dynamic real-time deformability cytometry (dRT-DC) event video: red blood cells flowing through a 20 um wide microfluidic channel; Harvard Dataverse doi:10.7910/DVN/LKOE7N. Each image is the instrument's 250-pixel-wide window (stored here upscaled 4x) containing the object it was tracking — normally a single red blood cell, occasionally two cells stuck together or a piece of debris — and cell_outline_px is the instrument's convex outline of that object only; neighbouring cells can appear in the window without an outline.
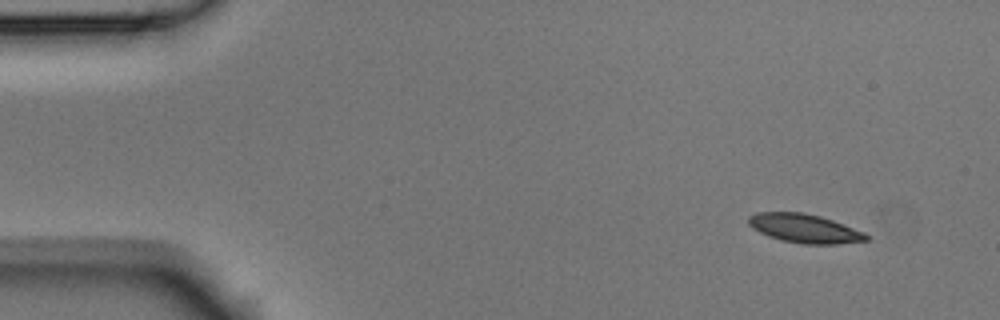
{"species": "Egyptian fruit bat (a non-hibernating species)", "species_latin": "Rousettus aegyptiacus", "temperature_condition": "room temperature", "stored_images_in_passage": 4, "camera_frame_rate_fps": 3000, "um_per_image_px": 0.085, "animal": {"sex": "male"}, "frame": {"image": 1, "passage_image": 1, "time_ms": 0.0, "image_size_px": [1000, 320], "cell_outline_px": [[872, 236], [868, 240], [836, 244], [804, 244], [780, 240], [768, 236], [752, 228], [748, 224], [748, 216], [756, 212], [800, 212], [820, 216], [832, 220], [864, 232]], "centroid_in_image_um": [68.37, 19.42], "position_along_channel_um": 16.6, "area_um2": 19.83}}
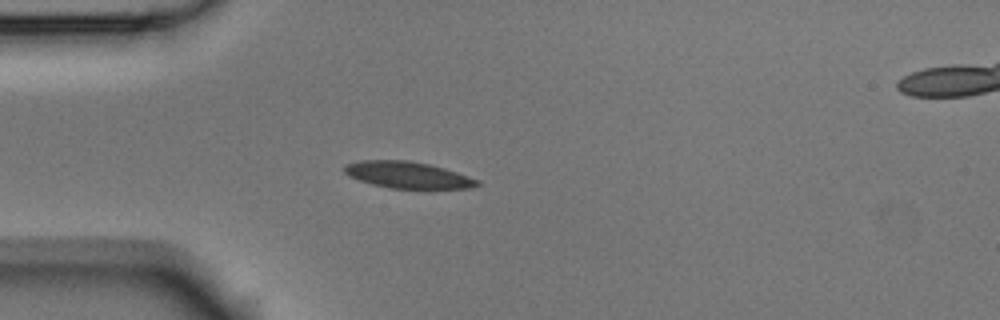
{"frame": {"image": 2, "passage_image": 4, "time_ms": 1.0, "image_size_px": [1000, 320], "cell_outline_px": [[480, 184], [476, 188], [388, 188], [372, 184], [348, 176], [344, 172], [344, 164], [360, 160], [408, 160], [428, 164], [444, 168], [480, 180]], "centroid_in_image_um": [34.64, 14.87], "position_along_channel_um": 50.4, "area_um2": 20.58}}